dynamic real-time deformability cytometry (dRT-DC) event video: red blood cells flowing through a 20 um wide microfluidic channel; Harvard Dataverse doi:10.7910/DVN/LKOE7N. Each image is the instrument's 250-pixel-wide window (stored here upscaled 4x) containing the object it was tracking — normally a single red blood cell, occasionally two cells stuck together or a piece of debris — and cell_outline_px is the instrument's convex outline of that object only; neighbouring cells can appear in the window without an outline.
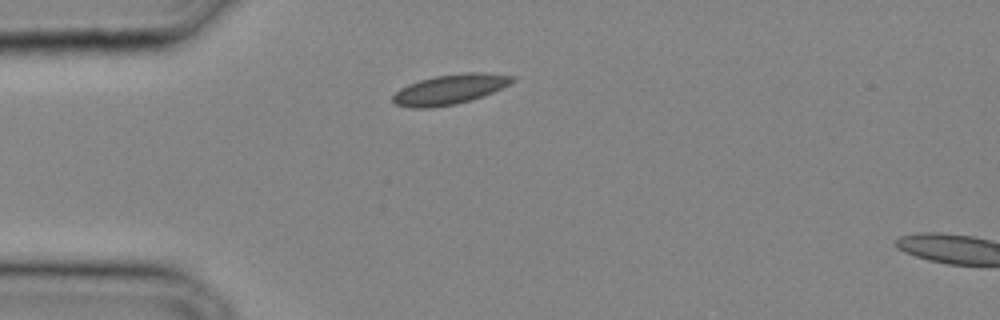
{"species": "common noctule bat (a hibernating species)", "species_latin": "Nyctalus noctula", "temperature_condition": "cold", "stored_images_in_passage": 3, "camera_frame_rate_fps": 3000, "um_per_image_px": 0.085, "animal": {"sex": "male", "body_mass_g": 20.4}, "frame": {"image": 1, "passage_image": 1, "time_ms": 0.0, "image_size_px": [1000, 320], "cell_outline_px": [[516, 80], [484, 96], [472, 100], [456, 104], [432, 108], [408, 108], [396, 104], [392, 100], [392, 96], [400, 88], [408, 84], [420, 80], [436, 76], [464, 72], [488, 72], [516, 76]], "centroid_in_image_um": [38.24, 7.59], "position_along_channel_um": 46.8, "area_um2": 21.04}}